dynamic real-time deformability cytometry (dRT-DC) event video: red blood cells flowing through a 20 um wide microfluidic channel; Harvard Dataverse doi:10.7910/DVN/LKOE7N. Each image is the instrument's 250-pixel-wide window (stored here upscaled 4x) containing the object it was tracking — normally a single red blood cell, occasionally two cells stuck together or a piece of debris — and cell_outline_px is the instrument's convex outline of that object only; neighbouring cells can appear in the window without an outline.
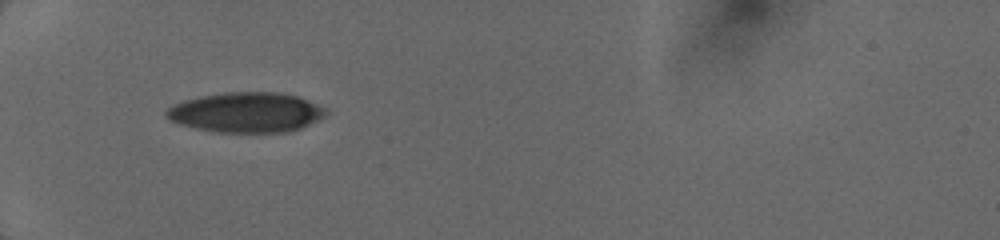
{"species": "human", "species_latin": "Homo sapiens", "temperature_condition": "cold", "stored_images_in_passage": 56, "camera_frame_rate_fps": 3000, "um_per_image_px": 0.085, "donor": {"sex": "female"}, "frame": {"image": 1, "passage_image": 1, "time_ms": 0.0, "image_size_px": [1000, 240], "cell_outline_px": [[328, 112], [324, 116], [300, 128], [288, 132], [216, 132], [196, 128], [180, 124], [168, 120], [164, 116], [164, 112], [172, 104], [184, 100], [200, 96], [224, 92], [276, 92], [296, 96], [316, 104], [324, 108]], "centroid_in_image_um": [20.86, 9.55], "position_along_channel_um": 64.1, "area_um2": 37.11}}
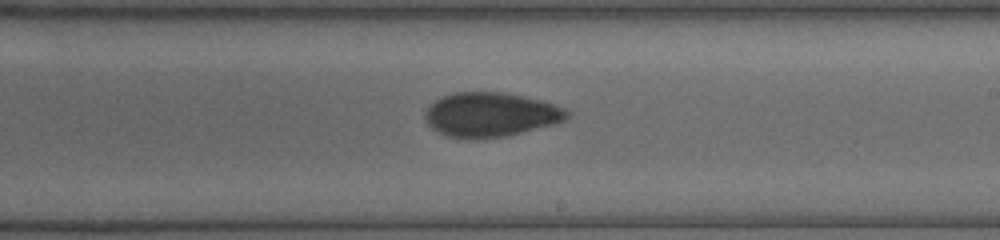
{"frame": {"image": 2, "passage_image": 23, "time_ms": 4.667, "image_size_px": [1000, 240], "cell_outline_px": [[572, 112], [564, 120], [556, 124], [508, 136], [444, 136], [432, 128], [424, 120], [424, 112], [436, 100], [444, 96], [456, 92], [504, 92], [540, 100], [564, 108]], "centroid_in_image_um": [41.73, 9.72], "position_along_channel_um": 247.3, "area_um2": 36.07}}
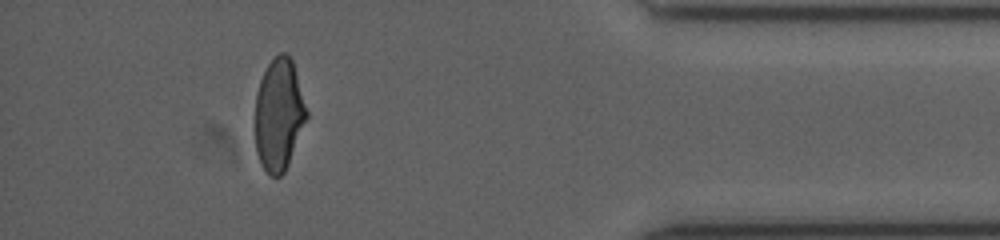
{"frame": {"image": 3, "passage_image": 48, "time_ms": 9.333, "image_size_px": [1000, 240], "cell_outline_px": [[308, 116], [288, 164], [284, 172], [280, 176], [272, 176], [260, 164], [256, 152], [256, 92], [260, 80], [268, 64], [280, 52], [284, 52], [292, 60], [308, 112]], "centroid_in_image_um": [23.7, 9.75], "position_along_channel_um": 411.5, "area_um2": 33.23}}